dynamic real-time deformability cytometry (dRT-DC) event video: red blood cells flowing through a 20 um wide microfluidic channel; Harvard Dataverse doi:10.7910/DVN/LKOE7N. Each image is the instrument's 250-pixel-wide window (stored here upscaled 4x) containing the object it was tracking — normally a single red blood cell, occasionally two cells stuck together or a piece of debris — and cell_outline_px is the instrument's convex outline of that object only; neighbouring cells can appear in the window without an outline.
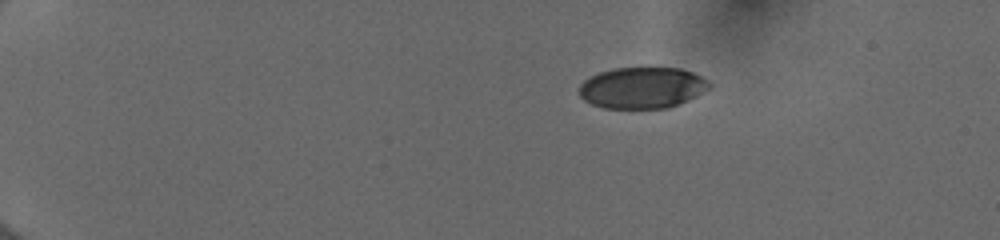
{"species": "human", "species_latin": "Homo sapiens", "temperature_condition": "cold", "stored_images_in_passage": 44, "camera_frame_rate_fps": 3000, "um_per_image_px": 0.085, "donor": {"sex": "female"}, "frame": {"image": 1, "passage_image": 1, "time_ms": 0.0, "image_size_px": [1000, 240], "cell_outline_px": [[712, 84], [708, 88], [696, 96], [668, 108], [604, 108], [592, 104], [584, 100], [580, 96], [580, 84], [584, 80], [600, 72], [612, 68], [680, 68], [692, 72], [708, 80]], "centroid_in_image_um": [54.58, 7.46], "position_along_channel_um": 30.4, "area_um2": 31.1}}
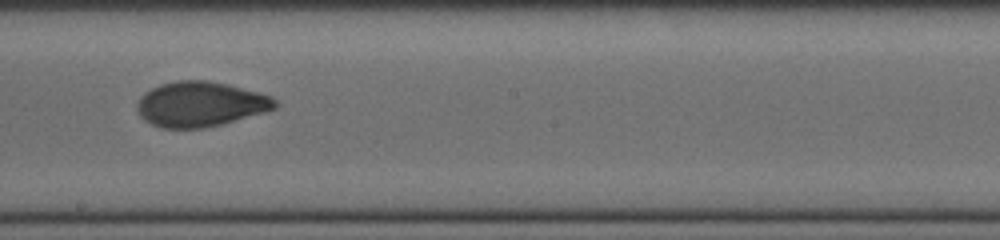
{"frame": {"image": 2, "passage_image": 24, "time_ms": 7.667, "image_size_px": [1000, 240], "cell_outline_px": [[280, 104], [276, 108], [264, 112], [220, 124], [204, 128], [160, 128], [144, 120], [140, 116], [136, 108], [136, 104], [140, 96], [144, 92], [160, 84], [176, 80], [208, 80], [228, 84], [272, 96]], "centroid_in_image_um": [17.01, 8.84], "position_along_channel_um": 231.2, "area_um2": 36.36}}
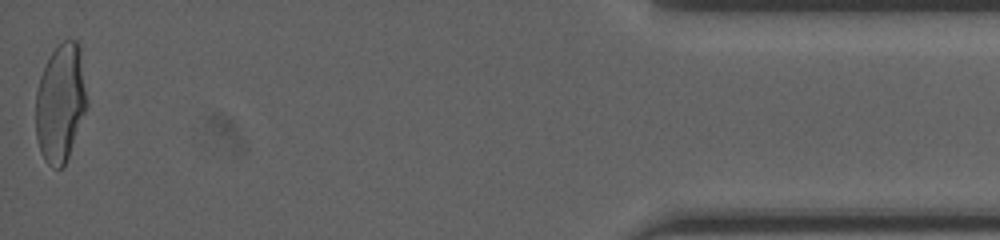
{"frame": {"image": 3, "passage_image": 44, "time_ms": 14.333, "image_size_px": [1000, 240], "cell_outline_px": [[88, 104], [64, 168], [52, 168], [44, 160], [40, 152], [36, 136], [36, 92], [40, 76], [52, 52], [64, 40], [76, 40], [80, 48], [88, 100]], "centroid_in_image_um": [5.15, 8.78], "position_along_channel_um": 430.1, "area_um2": 35.32}, "authors_computed_cell_mechanics": {"area_um2": 35.3736, "velocity_mm_per_s": 4.0109, "shape_relaxation_time_tau1_ms": 5.4593, "shape_relaxation_time_tau2_ms": 1.1106, "deformation_change_tau1": 0.1736, "deformation_change_tau2": 0.0533}}